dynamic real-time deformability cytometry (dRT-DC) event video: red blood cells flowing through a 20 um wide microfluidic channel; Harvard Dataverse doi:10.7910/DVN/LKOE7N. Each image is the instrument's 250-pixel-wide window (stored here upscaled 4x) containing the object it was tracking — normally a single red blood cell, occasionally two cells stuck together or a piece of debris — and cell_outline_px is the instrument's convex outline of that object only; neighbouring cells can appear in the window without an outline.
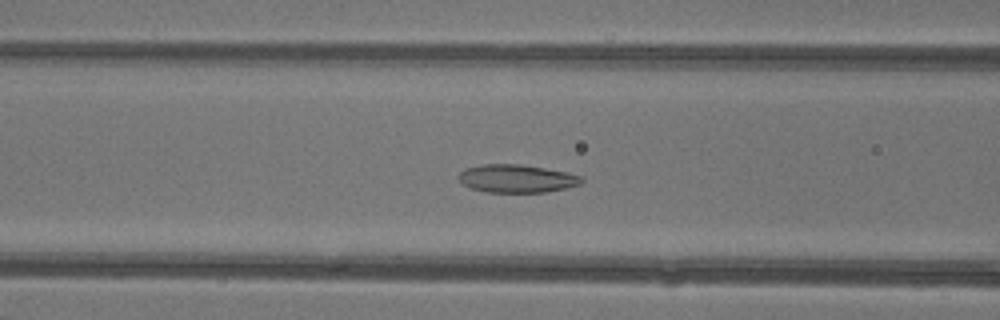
{"species": "common noctule bat (a hibernating species)", "species_latin": "Nyctalus noctula", "temperature_condition": "warm", "stored_images_in_passage": 47, "segment_of_instrument_passage": [1, 2], "camera_frame_rate_fps": 3000, "um_per_image_px": 0.085, "animal": {"sex": "female"}, "frame": {"image": 1, "passage_image": 18, "time_ms": 5.667, "image_size_px": [1000, 320], "cell_outline_px": [[584, 180], [580, 184], [564, 188], [544, 192], [488, 192], [472, 188], [464, 184], [456, 176], [460, 172], [468, 168], [480, 164], [520, 164], [568, 172], [580, 176]], "centroid_in_image_um": [43.92, 15.17], "position_along_channel_um": 122.7, "area_um2": 19.88}}
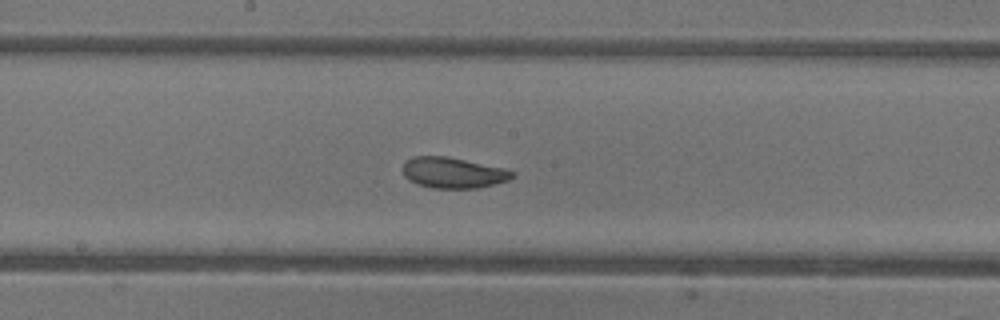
{"frame": {"image": 2, "passage_image": 24, "time_ms": 7.667, "image_size_px": [1000, 320], "cell_outline_px": [[516, 176], [508, 180], [476, 188], [432, 188], [416, 184], [408, 180], [404, 176], [404, 164], [412, 156], [448, 156], [504, 168], [516, 172]], "centroid_in_image_um": [38.52, 14.68], "position_along_channel_um": 209.7, "area_um2": 19.65}}
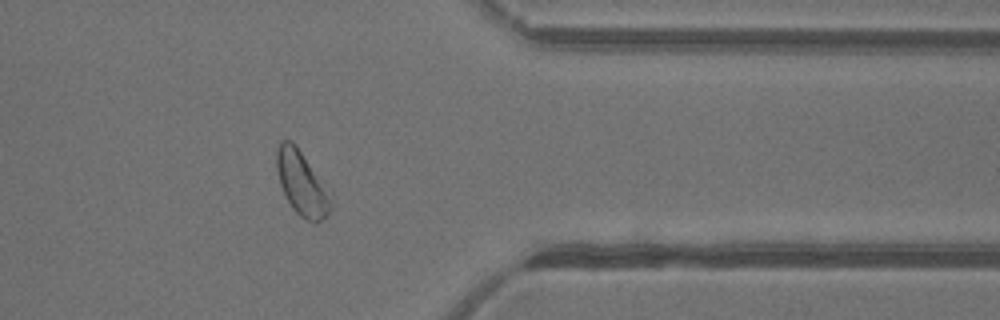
{"frame": {"image": 3, "passage_image": 37, "time_ms": 12.0, "image_size_px": [1000, 320], "cell_outline_px": [[332, 204], [328, 216], [316, 224], [300, 216], [292, 208], [280, 184], [276, 168], [276, 148], [280, 140], [292, 140], [296, 144], [332, 188]], "centroid_in_image_um": [25.73, 15.55], "position_along_channel_um": 385.7, "area_um2": 21.33}}